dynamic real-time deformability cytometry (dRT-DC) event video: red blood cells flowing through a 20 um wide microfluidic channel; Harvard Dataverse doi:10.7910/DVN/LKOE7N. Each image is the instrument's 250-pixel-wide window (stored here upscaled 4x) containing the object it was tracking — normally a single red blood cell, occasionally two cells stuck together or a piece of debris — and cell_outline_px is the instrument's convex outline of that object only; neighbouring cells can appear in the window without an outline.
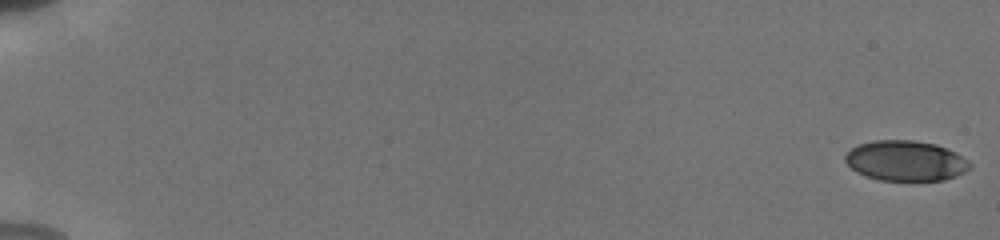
{"species": "human", "species_latin": "Homo sapiens", "temperature_condition": "cold", "stored_images_in_passage": 21, "camera_frame_rate_fps": 3000, "um_per_image_px": 0.085, "donor": {"sex": "male"}, "frame": {"image": 1, "passage_image": 1, "time_ms": 0.0, "image_size_px": [1000, 240], "cell_outline_px": [[968, 168], [964, 172], [956, 176], [944, 180], [880, 180], [864, 176], [856, 172], [844, 160], [844, 156], [852, 148], [860, 144], [872, 140], [912, 140], [936, 144], [956, 152], [968, 164]], "centroid_in_image_um": [76.92, 13.66], "position_along_channel_um": 8.1, "area_um2": 28.96}}
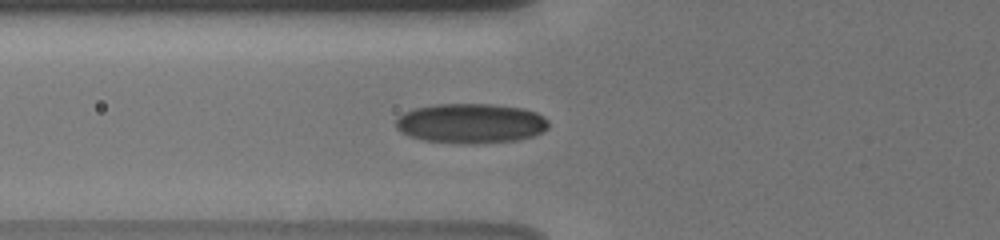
{"frame": {"image": 2, "passage_image": 17, "time_ms": 7.333, "image_size_px": [1000, 240], "cell_outline_px": [[548, 128], [544, 132], [532, 136], [516, 140], [476, 144], [468, 144], [424, 140], [408, 136], [400, 132], [396, 128], [396, 120], [404, 112], [412, 108], [436, 104], [492, 104], [524, 108], [536, 112], [544, 116], [548, 120]], "centroid_in_image_um": [40.02, 10.48], "position_along_channel_um": 85.8, "area_um2": 35.72}}
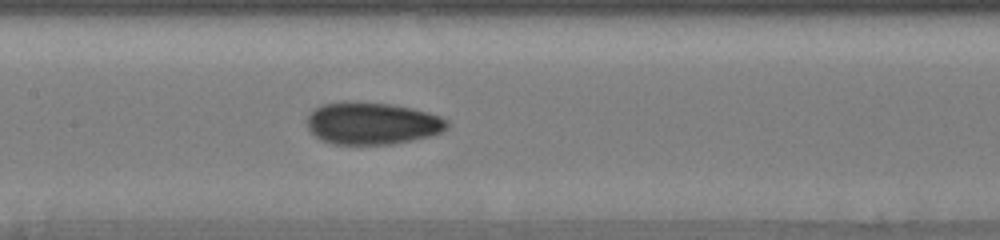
{"frame": {"image": 3, "passage_image": 21, "time_ms": 9.667, "image_size_px": [1000, 240], "cell_outline_px": [[448, 128], [440, 132], [428, 136], [412, 140], [392, 144], [332, 144], [320, 140], [308, 128], [308, 116], [320, 104], [344, 100], [348, 100], [392, 104], [412, 108], [428, 112], [440, 116], [448, 120]], "centroid_in_image_um": [31.62, 10.46], "position_along_channel_um": 175.8, "area_um2": 34.68}}